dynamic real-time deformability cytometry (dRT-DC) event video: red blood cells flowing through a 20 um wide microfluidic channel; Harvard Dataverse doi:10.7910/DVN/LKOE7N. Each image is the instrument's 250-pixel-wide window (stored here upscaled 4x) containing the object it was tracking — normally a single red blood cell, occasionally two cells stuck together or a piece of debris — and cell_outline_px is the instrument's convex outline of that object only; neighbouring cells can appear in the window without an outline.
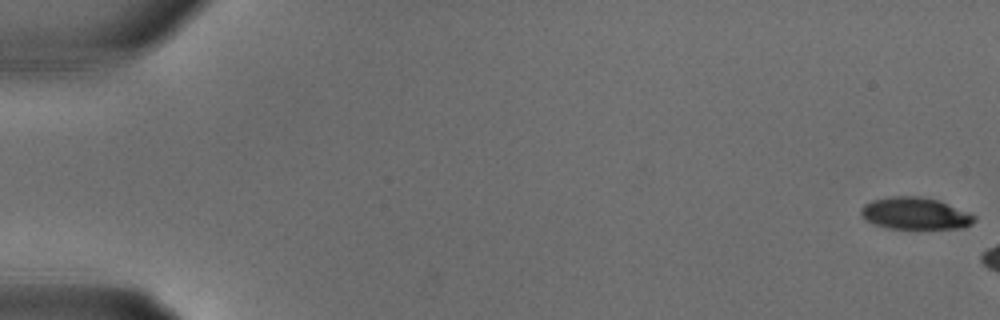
{"species": "common noctule bat (a hibernating species)", "species_latin": "Nyctalus noctula", "temperature_condition": "warm", "stored_images_in_passage": 4, "camera_frame_rate_fps": 3000, "um_per_image_px": 0.085, "animal": {"sex": "male", "body_mass_g": 18.8}, "frame": {"image": 1, "passage_image": 1, "time_ms": 0.0, "image_size_px": [1000, 320], "cell_outline_px": [[976, 220], [972, 224], [964, 228], [888, 228], [872, 224], [864, 220], [860, 216], [860, 208], [864, 204], [872, 200], [892, 196], [920, 196], [940, 200], [968, 212], [976, 216]], "centroid_in_image_um": [77.76, 18.14], "position_along_channel_um": 7.2, "area_um2": 21.39}}